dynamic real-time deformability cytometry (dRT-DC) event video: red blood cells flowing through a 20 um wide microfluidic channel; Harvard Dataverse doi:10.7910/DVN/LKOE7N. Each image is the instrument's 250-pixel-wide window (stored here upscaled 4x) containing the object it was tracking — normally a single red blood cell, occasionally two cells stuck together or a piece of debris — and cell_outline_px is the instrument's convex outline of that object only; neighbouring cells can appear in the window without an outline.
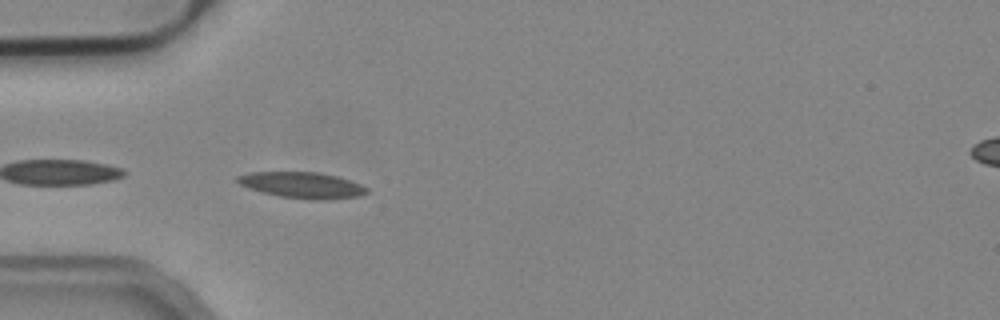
{"species": "common noctule bat (a hibernating species)", "species_latin": "Nyctalus noctula", "temperature_condition": "cold", "stored_images_in_passage": 7, "camera_frame_rate_fps": 3000, "um_per_image_px": 0.085, "animal": {"sex": "male", "body_mass_g": 19.2, "forearm_length_mm": 51.8}, "frame": {"image": 1, "passage_image": 1, "time_ms": 0.0, "image_size_px": [1000, 320], "cell_outline_px": [[368, 192], [360, 196], [320, 200], [280, 196], [264, 192], [240, 184], [236, 180], [236, 176], [252, 172], [320, 172], [336, 176], [360, 184], [368, 188]], "centroid_in_image_um": [25.71, 15.72], "position_along_channel_um": 59.3, "area_um2": 19.25}}